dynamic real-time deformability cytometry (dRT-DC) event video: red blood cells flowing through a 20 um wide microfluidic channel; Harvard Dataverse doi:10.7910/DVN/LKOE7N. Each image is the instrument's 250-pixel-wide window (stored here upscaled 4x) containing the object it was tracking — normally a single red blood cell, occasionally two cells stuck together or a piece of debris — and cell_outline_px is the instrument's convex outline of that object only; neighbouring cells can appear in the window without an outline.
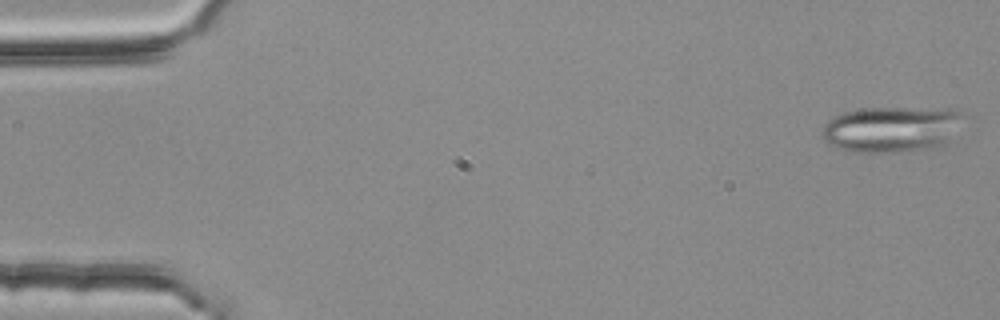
{"species": "common noctule bat (a hibernating species)", "species_latin": "Nyctalus noctula", "temperature_condition": "room temperature", "stored_images_in_passage": 3, "camera_frame_rate_fps": 3000, "um_per_image_px": 0.085, "animal": {"sex": "female", "body_mass_g": 25.1}, "frame": {"image": 1, "passage_image": 1, "time_ms": 0.0, "image_size_px": [1000, 320], "cell_outline_px": [[964, 116], [948, 144], [940, 148], [896, 152], [848, 152], [836, 148], [828, 144], [820, 136], [820, 132], [824, 124], [828, 120], [844, 112], [864, 108], [956, 108], [964, 112]], "centroid_in_image_um": [75.81, 10.99], "position_along_channel_um": 9.2, "area_um2": 38.73}}